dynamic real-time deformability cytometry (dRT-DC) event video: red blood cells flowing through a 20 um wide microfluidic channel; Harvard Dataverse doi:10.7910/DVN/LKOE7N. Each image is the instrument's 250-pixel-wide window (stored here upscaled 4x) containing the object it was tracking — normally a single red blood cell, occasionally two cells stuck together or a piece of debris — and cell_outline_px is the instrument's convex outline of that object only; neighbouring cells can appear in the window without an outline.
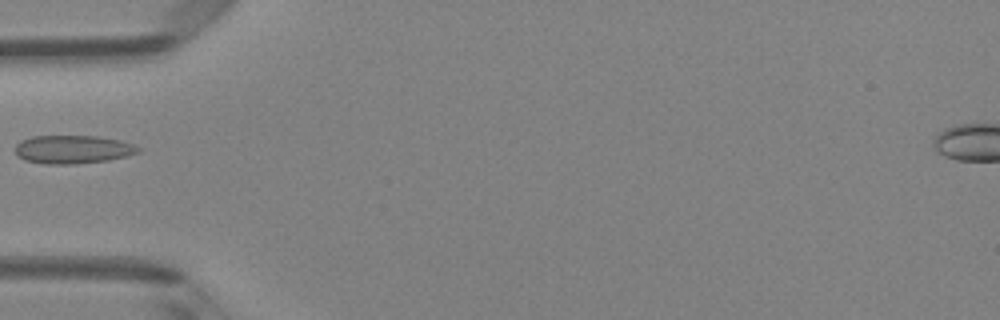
{"species": "Egyptian fruit bat (a non-hibernating species)", "species_latin": "Rousettus aegyptiacus", "temperature_condition": "room temperature", "stored_images_in_passage": 4, "camera_frame_rate_fps": 3000, "um_per_image_px": 0.085, "animal": {"sex": "female"}, "frame": {"image": 1, "passage_image": 4, "time_ms": 1.0, "image_size_px": [1000, 320], "cell_outline_px": [[140, 152], [108, 160], [76, 164], [44, 164], [24, 160], [16, 156], [16, 144], [20, 140], [32, 136], [100, 136], [120, 140], [132, 144], [140, 148]], "centroid_in_image_um": [6.15, 12.7], "position_along_channel_um": 78.8, "area_um2": 20.4}}